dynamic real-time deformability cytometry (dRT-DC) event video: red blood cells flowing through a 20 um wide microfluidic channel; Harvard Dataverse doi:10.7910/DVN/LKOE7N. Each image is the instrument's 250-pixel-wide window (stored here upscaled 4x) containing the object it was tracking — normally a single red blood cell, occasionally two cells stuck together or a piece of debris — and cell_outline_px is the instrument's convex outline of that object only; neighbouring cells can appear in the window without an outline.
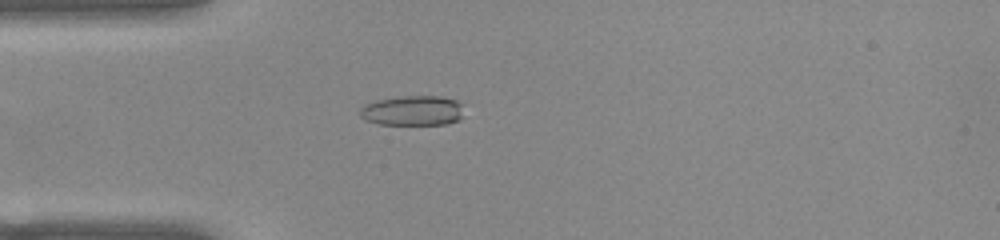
{"species": "common noctule bat (a hibernating species)", "species_latin": "Nyctalus noctula", "temperature_condition": "warm", "stored_images_in_passage": 52, "camera_frame_rate_fps": 3000, "um_per_image_px": 0.085, "animal": {"sex": "female", "body_mass_g": 22.0, "forearm_length_mm": 56.7}, "frame": {"image": 1, "passage_image": 14, "time_ms": 4.333, "image_size_px": [1000, 240], "cell_outline_px": [[460, 120], [444, 124], [380, 124], [364, 120], [360, 116], [360, 108], [364, 104], [376, 100], [404, 96], [440, 96], [456, 100], [460, 104]], "centroid_in_image_um": [35.01, 9.4], "position_along_channel_um": 50.0, "area_um2": 17.98}}
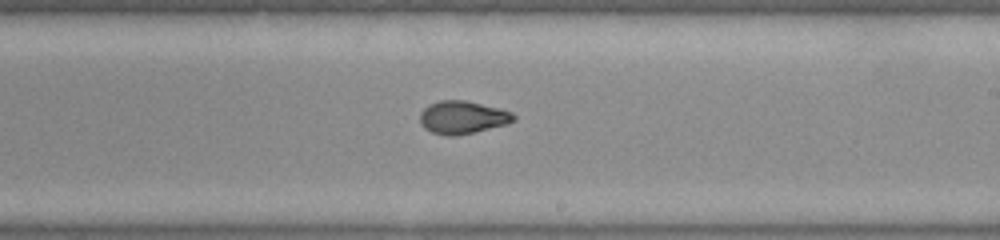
{"frame": {"image": 2, "passage_image": 30, "time_ms": 9.667, "image_size_px": [1000, 240], "cell_outline_px": [[516, 120], [508, 124], [456, 136], [448, 136], [432, 132], [424, 128], [420, 124], [420, 112], [428, 104], [440, 100], [464, 100], [512, 112], [516, 116]], "centroid_in_image_um": [39.29, 9.98], "position_along_channel_um": 249.7, "area_um2": 17.92}}
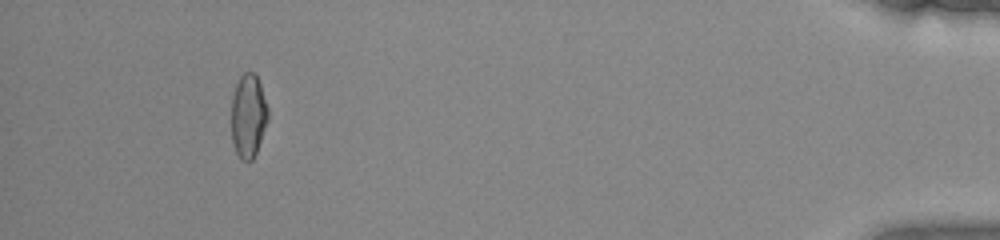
{"frame": {"image": 3, "passage_image": 48, "time_ms": 15.667, "image_size_px": [1000, 240], "cell_outline_px": [[268, 120], [256, 152], [252, 160], [240, 160], [232, 144], [232, 96], [236, 84], [240, 76], [244, 72], [256, 72], [268, 108]], "centroid_in_image_um": [21.1, 9.83], "position_along_channel_um": 414.1, "area_um2": 17.86}, "authors_computed_cell_mechanics": {"area_um2": 18.0625, "velocity_mm_per_s": 3.9211, "shape_relaxation_time_tau1_ms": null, "shape_relaxation_time_tau2_ms": 1.1812, "deformation_change_tau1": null, "deformation_change_tau2": 0.0601}}